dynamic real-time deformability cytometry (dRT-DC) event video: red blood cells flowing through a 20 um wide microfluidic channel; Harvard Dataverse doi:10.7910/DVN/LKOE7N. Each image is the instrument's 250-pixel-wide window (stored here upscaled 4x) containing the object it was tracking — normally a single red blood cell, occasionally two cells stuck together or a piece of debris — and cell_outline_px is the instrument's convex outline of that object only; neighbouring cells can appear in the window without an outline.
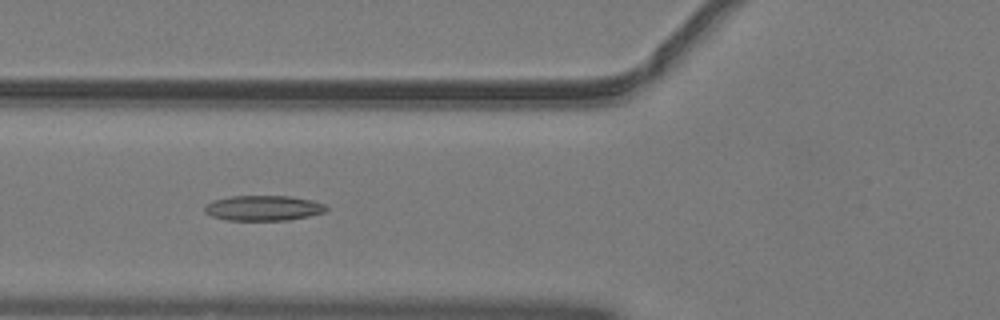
{"species": "common noctule bat (a hibernating species)", "species_latin": "Nyctalus noctula", "temperature_condition": "warm", "stored_images_in_passage": 51, "camera_frame_rate_fps": 3000, "um_per_image_px": 0.085, "animal": {"sex": "male", "body_mass_g": 19.2, "forearm_length_mm": 51.8}, "frame": {"image": 1, "passage_image": 20, "time_ms": 6.333, "image_size_px": [1000, 320], "cell_outline_px": [[328, 208], [324, 212], [308, 216], [288, 220], [228, 220], [212, 216], [204, 212], [204, 208], [208, 204], [216, 200], [232, 196], [288, 196], [312, 200], [324, 204]], "centroid_in_image_um": [22.4, 17.69], "position_along_channel_um": 103.4, "area_um2": 17.63}}
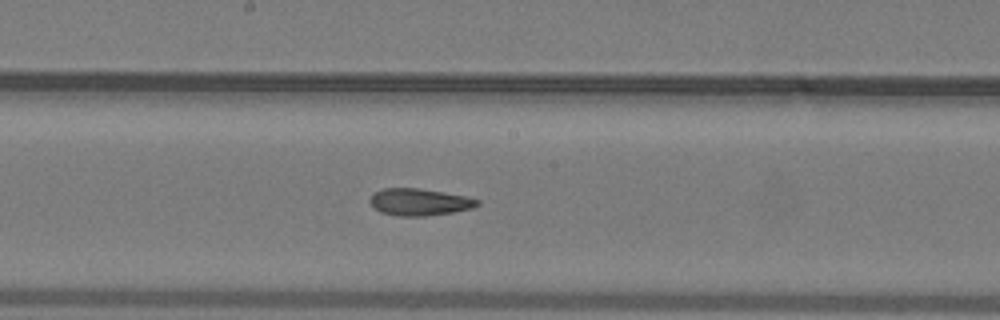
{"frame": {"image": 2, "passage_image": 28, "time_ms": 9.0, "image_size_px": [1000, 320], "cell_outline_px": [[480, 204], [472, 208], [452, 212], [424, 216], [400, 216], [380, 212], [368, 200], [376, 192], [384, 188], [416, 188], [464, 196], [480, 200]], "centroid_in_image_um": [35.65, 17.18], "position_along_channel_um": 212.6, "area_um2": 16.53}}
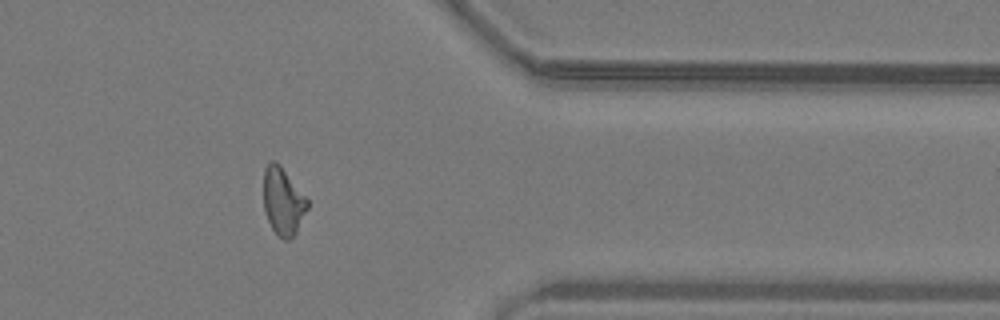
{"frame": {"image": 3, "passage_image": 42, "time_ms": 13.667, "image_size_px": [1000, 320], "cell_outline_px": [[308, 208], [296, 232], [288, 240], [284, 240], [272, 228], [264, 212], [264, 168], [272, 160], [276, 160], [280, 164], [308, 200]], "centroid_in_image_um": [24.05, 17.09], "position_along_channel_um": 387.4, "area_um2": 17.05}, "authors_computed_cell_mechanics": {"area_um2": 17.6868, "velocity_mm_per_s": 4.0762, "shape_relaxation_time_tau1_ms": null, "shape_relaxation_time_tau2_ms": 2.0702, "deformation_change_tau1": null, "deformation_change_tau2": 0.0984}}